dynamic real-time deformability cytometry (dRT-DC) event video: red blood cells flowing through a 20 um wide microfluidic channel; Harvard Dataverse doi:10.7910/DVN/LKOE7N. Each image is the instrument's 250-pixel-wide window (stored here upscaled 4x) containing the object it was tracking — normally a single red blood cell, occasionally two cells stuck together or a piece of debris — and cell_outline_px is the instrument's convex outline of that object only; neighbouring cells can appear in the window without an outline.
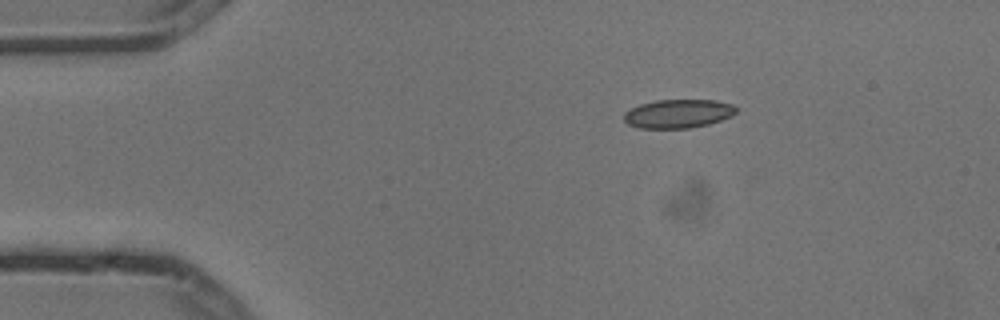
{"species": "common noctule bat (a hibernating species)", "species_latin": "Nyctalus noctula", "temperature_condition": "cold", "stored_images_in_passage": 3, "camera_frame_rate_fps": 3000, "um_per_image_px": 0.085, "animal": {"sex": "male", "body_mass_g": 13.3}, "frame": {"image": 1, "passage_image": 1, "time_ms": 0.0, "image_size_px": [1000, 320], "cell_outline_px": [[736, 112], [732, 116], [708, 124], [688, 128], [640, 128], [628, 124], [624, 120], [624, 112], [640, 104], [656, 100], [716, 100], [732, 104], [736, 108]], "centroid_in_image_um": [57.64, 9.66], "position_along_channel_um": 27.4, "area_um2": 18.67}}